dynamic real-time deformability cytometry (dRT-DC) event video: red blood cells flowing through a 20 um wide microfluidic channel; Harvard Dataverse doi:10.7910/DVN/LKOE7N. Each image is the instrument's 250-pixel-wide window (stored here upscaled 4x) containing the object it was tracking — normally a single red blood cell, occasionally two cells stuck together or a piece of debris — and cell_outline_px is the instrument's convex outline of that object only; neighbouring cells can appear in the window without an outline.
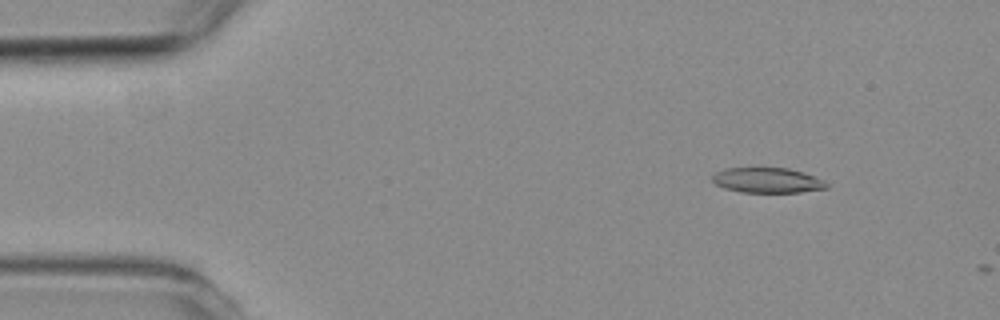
{"species": "common noctule bat (a hibernating species)", "species_latin": "Nyctalus noctula", "temperature_condition": "room temperature", "stored_images_in_passage": 4, "camera_frame_rate_fps": 3000, "um_per_image_px": 0.085, "animal": {"sex": "female", "body_mass_g": 19.3, "forearm_length_mm": 54.1}, "frame": {"image": 1, "passage_image": 2, "time_ms": 1.333, "image_size_px": [1000, 320], "cell_outline_px": [[828, 188], [800, 192], [740, 192], [724, 188], [716, 184], [712, 180], [712, 176], [716, 172], [724, 168], [788, 168], [804, 172], [824, 180], [828, 184]], "centroid_in_image_um": [65.23, 15.32], "position_along_channel_um": 19.8, "area_um2": 16.76}}